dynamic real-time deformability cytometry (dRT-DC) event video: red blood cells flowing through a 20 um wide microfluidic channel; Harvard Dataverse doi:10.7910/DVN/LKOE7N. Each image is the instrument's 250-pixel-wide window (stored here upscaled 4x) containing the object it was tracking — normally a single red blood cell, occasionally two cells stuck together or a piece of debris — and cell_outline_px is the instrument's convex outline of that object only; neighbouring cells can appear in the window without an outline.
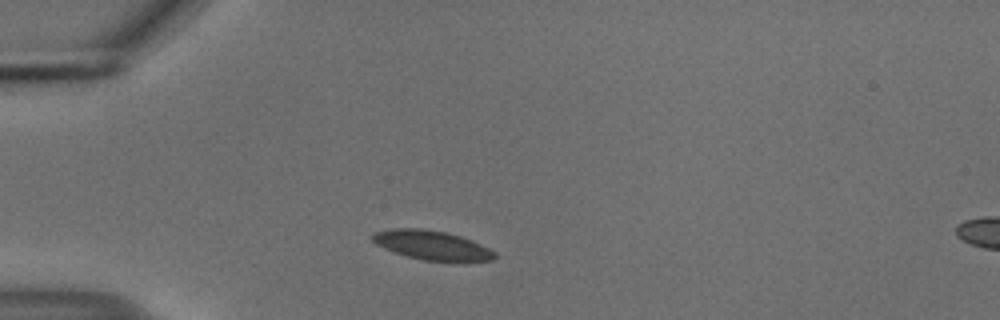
{"species": "common noctule bat (a hibernating species)", "species_latin": "Nyctalus noctula", "temperature_condition": "cold", "stored_images_in_passage": 8, "camera_frame_rate_fps": 3000, "um_per_image_px": 0.085, "animal": {"sex": "male", "body_mass_g": 18.8}, "frame": {"image": 1, "passage_image": 1, "time_ms": 0.0, "image_size_px": [1000, 320], "cell_outline_px": [[496, 256], [492, 260], [424, 260], [408, 256], [384, 248], [376, 244], [372, 240], [372, 232], [392, 228], [420, 228], [444, 232], [460, 236], [472, 240], [496, 252]], "centroid_in_image_um": [36.66, 20.81], "position_along_channel_um": 48.3, "area_um2": 20.35}}
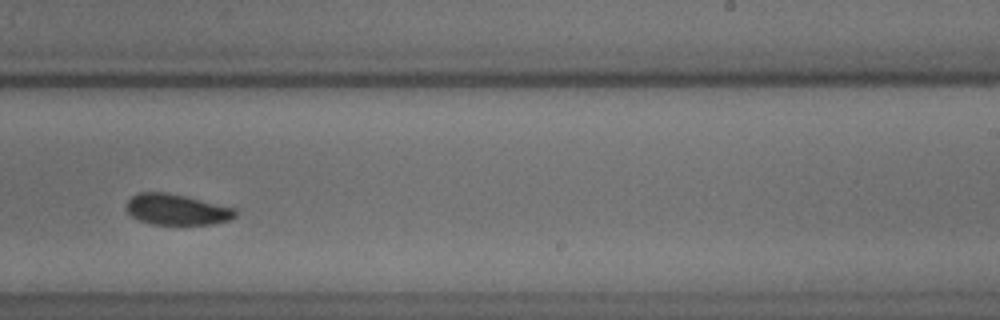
{"frame": {"image": 2, "passage_image": 7, "time_ms": 2.0, "image_size_px": [1000, 320], "cell_outline_px": [[236, 216], [228, 220], [212, 224], [148, 224], [136, 220], [124, 208], [124, 204], [132, 196], [140, 192], [168, 192], [236, 208]], "centroid_in_image_um": [14.96, 17.81], "position_along_channel_um": 274.0, "area_um2": 19.77}}